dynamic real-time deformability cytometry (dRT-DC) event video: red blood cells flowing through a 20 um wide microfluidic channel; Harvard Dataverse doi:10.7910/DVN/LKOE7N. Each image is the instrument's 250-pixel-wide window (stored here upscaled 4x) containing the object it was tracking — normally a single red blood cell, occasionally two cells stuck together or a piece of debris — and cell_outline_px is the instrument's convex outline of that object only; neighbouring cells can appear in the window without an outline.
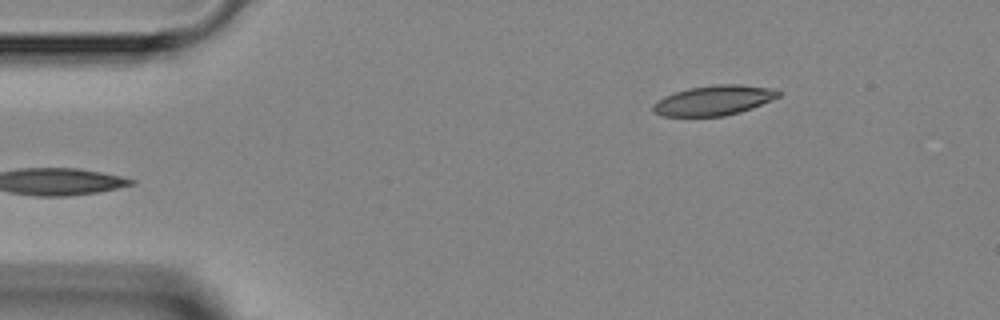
{"species": "Egyptian fruit bat (a non-hibernating species)", "species_latin": "Rousettus aegyptiacus", "temperature_condition": "room temperature", "stored_images_in_passage": 3, "camera_frame_rate_fps": 3000, "um_per_image_px": 0.085, "animal": {"sex": "female"}, "frame": {"image": 1, "passage_image": 3, "time_ms": 2.333, "image_size_px": [1000, 320], "cell_outline_px": [[780, 96], [752, 108], [740, 112], [724, 116], [664, 116], [656, 112], [652, 108], [652, 104], [656, 100], [664, 96], [688, 88], [716, 84], [740, 84], [776, 88], [780, 92]], "centroid_in_image_um": [60.7, 8.52], "position_along_channel_um": 24.3, "area_um2": 21.91}}